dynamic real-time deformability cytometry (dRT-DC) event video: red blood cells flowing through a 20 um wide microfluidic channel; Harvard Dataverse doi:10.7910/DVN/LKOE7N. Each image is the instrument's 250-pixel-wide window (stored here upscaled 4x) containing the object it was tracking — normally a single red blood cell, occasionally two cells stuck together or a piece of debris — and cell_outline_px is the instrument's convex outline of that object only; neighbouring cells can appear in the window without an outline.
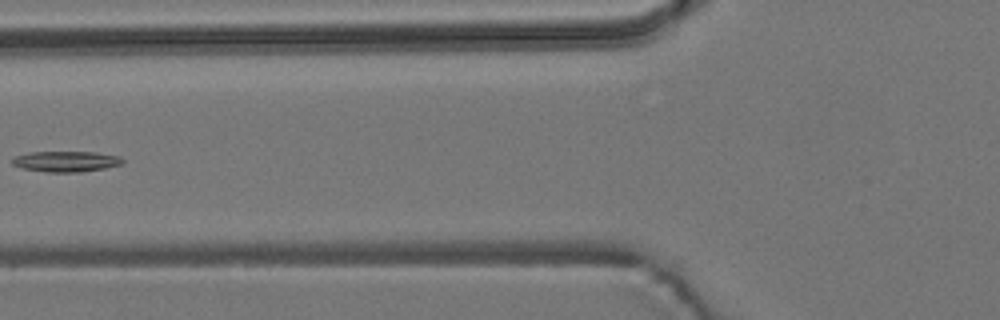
{"species": "common noctule bat (a hibernating species)", "species_latin": "Nyctalus noctula", "temperature_condition": "room temperature", "stored_images_in_passage": 7, "camera_frame_rate_fps": 3000, "um_per_image_px": 0.085, "animal": {"sex": "male", "body_mass_g": 19.2, "forearm_length_mm": 51.8}, "frame": {"image": 1, "passage_image": 6, "time_ms": 5.667, "image_size_px": [1000, 320], "cell_outline_px": [[124, 164], [104, 168], [80, 172], [48, 172], [24, 168], [12, 164], [12, 160], [16, 156], [28, 152], [96, 152], [120, 156], [124, 160]], "centroid_in_image_um": [5.66, 13.71], "position_along_channel_um": 120.1, "area_um2": 13.24}}
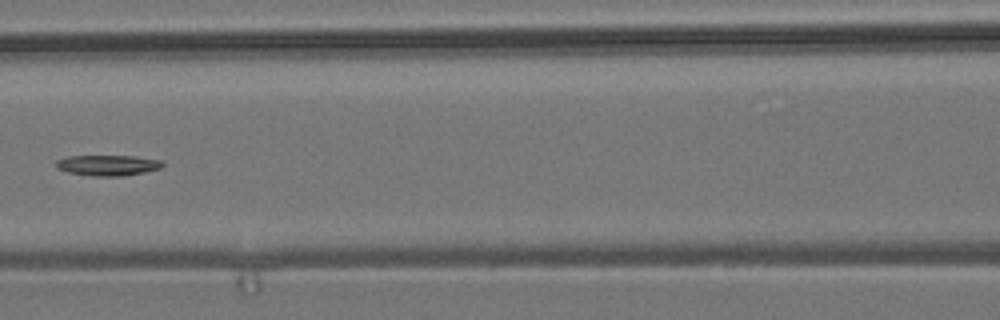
{"frame": {"image": 2, "passage_image": 7, "time_ms": 6.667, "image_size_px": [1000, 320], "cell_outline_px": [[164, 164], [160, 168], [144, 172], [124, 176], [92, 176], [68, 172], [56, 168], [56, 160], [68, 156], [136, 156], [160, 160]], "centroid_in_image_um": [9.15, 14.05], "position_along_channel_um": 157.5, "area_um2": 12.77}}